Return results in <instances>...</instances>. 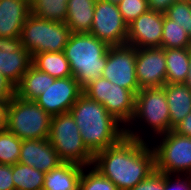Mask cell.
<instances>
[{
    "mask_svg": "<svg viewBox=\"0 0 191 190\" xmlns=\"http://www.w3.org/2000/svg\"><path fill=\"white\" fill-rule=\"evenodd\" d=\"M92 166L118 190H129L156 170L155 153L149 142L124 136L117 144L96 153Z\"/></svg>",
    "mask_w": 191,
    "mask_h": 190,
    "instance_id": "1",
    "label": "cell"
},
{
    "mask_svg": "<svg viewBox=\"0 0 191 190\" xmlns=\"http://www.w3.org/2000/svg\"><path fill=\"white\" fill-rule=\"evenodd\" d=\"M87 149L96 153L117 144L125 127L106 108L82 93L70 109Z\"/></svg>",
    "mask_w": 191,
    "mask_h": 190,
    "instance_id": "2",
    "label": "cell"
},
{
    "mask_svg": "<svg viewBox=\"0 0 191 190\" xmlns=\"http://www.w3.org/2000/svg\"><path fill=\"white\" fill-rule=\"evenodd\" d=\"M146 127L148 132H144L147 131ZM171 130L173 129L170 126V112L164 88L152 87L140 89L136 94L135 114L125 128V136L150 143V141H155L156 137L167 134ZM144 133H148L151 137Z\"/></svg>",
    "mask_w": 191,
    "mask_h": 190,
    "instance_id": "3",
    "label": "cell"
},
{
    "mask_svg": "<svg viewBox=\"0 0 191 190\" xmlns=\"http://www.w3.org/2000/svg\"><path fill=\"white\" fill-rule=\"evenodd\" d=\"M109 47L90 33L70 34L63 52L73 77L82 89L102 77Z\"/></svg>",
    "mask_w": 191,
    "mask_h": 190,
    "instance_id": "4",
    "label": "cell"
},
{
    "mask_svg": "<svg viewBox=\"0 0 191 190\" xmlns=\"http://www.w3.org/2000/svg\"><path fill=\"white\" fill-rule=\"evenodd\" d=\"M52 116L35 101L14 95L8 102L6 130L22 140L48 139Z\"/></svg>",
    "mask_w": 191,
    "mask_h": 190,
    "instance_id": "5",
    "label": "cell"
},
{
    "mask_svg": "<svg viewBox=\"0 0 191 190\" xmlns=\"http://www.w3.org/2000/svg\"><path fill=\"white\" fill-rule=\"evenodd\" d=\"M48 140L63 162L92 166L94 155L85 146L70 111L52 116Z\"/></svg>",
    "mask_w": 191,
    "mask_h": 190,
    "instance_id": "6",
    "label": "cell"
},
{
    "mask_svg": "<svg viewBox=\"0 0 191 190\" xmlns=\"http://www.w3.org/2000/svg\"><path fill=\"white\" fill-rule=\"evenodd\" d=\"M71 32L66 23L49 21L32 13L21 30V43L31 56L42 52H62Z\"/></svg>",
    "mask_w": 191,
    "mask_h": 190,
    "instance_id": "7",
    "label": "cell"
},
{
    "mask_svg": "<svg viewBox=\"0 0 191 190\" xmlns=\"http://www.w3.org/2000/svg\"><path fill=\"white\" fill-rule=\"evenodd\" d=\"M151 146L155 153L156 170L169 175L191 176V137L173 130L156 137Z\"/></svg>",
    "mask_w": 191,
    "mask_h": 190,
    "instance_id": "8",
    "label": "cell"
},
{
    "mask_svg": "<svg viewBox=\"0 0 191 190\" xmlns=\"http://www.w3.org/2000/svg\"><path fill=\"white\" fill-rule=\"evenodd\" d=\"M83 93L102 104L125 128L133 119L136 95L132 91L101 77L88 84Z\"/></svg>",
    "mask_w": 191,
    "mask_h": 190,
    "instance_id": "9",
    "label": "cell"
},
{
    "mask_svg": "<svg viewBox=\"0 0 191 190\" xmlns=\"http://www.w3.org/2000/svg\"><path fill=\"white\" fill-rule=\"evenodd\" d=\"M89 33L109 46L126 44L128 24L122 18L118 5L105 0H97Z\"/></svg>",
    "mask_w": 191,
    "mask_h": 190,
    "instance_id": "10",
    "label": "cell"
},
{
    "mask_svg": "<svg viewBox=\"0 0 191 190\" xmlns=\"http://www.w3.org/2000/svg\"><path fill=\"white\" fill-rule=\"evenodd\" d=\"M135 61L134 46L128 44L110 46L107 50V62L102 77L136 95L140 88L136 77Z\"/></svg>",
    "mask_w": 191,
    "mask_h": 190,
    "instance_id": "11",
    "label": "cell"
},
{
    "mask_svg": "<svg viewBox=\"0 0 191 190\" xmlns=\"http://www.w3.org/2000/svg\"><path fill=\"white\" fill-rule=\"evenodd\" d=\"M83 93L75 77L56 78L35 102L51 116L69 112L78 97Z\"/></svg>",
    "mask_w": 191,
    "mask_h": 190,
    "instance_id": "12",
    "label": "cell"
},
{
    "mask_svg": "<svg viewBox=\"0 0 191 190\" xmlns=\"http://www.w3.org/2000/svg\"><path fill=\"white\" fill-rule=\"evenodd\" d=\"M31 65L32 56L20 37H0V73L15 87Z\"/></svg>",
    "mask_w": 191,
    "mask_h": 190,
    "instance_id": "13",
    "label": "cell"
},
{
    "mask_svg": "<svg viewBox=\"0 0 191 190\" xmlns=\"http://www.w3.org/2000/svg\"><path fill=\"white\" fill-rule=\"evenodd\" d=\"M135 70L140 89L163 87L166 84L165 49L136 48Z\"/></svg>",
    "mask_w": 191,
    "mask_h": 190,
    "instance_id": "14",
    "label": "cell"
},
{
    "mask_svg": "<svg viewBox=\"0 0 191 190\" xmlns=\"http://www.w3.org/2000/svg\"><path fill=\"white\" fill-rule=\"evenodd\" d=\"M163 14L148 10L128 25L126 44L137 49L160 48Z\"/></svg>",
    "mask_w": 191,
    "mask_h": 190,
    "instance_id": "15",
    "label": "cell"
},
{
    "mask_svg": "<svg viewBox=\"0 0 191 190\" xmlns=\"http://www.w3.org/2000/svg\"><path fill=\"white\" fill-rule=\"evenodd\" d=\"M18 162L43 173H48L63 163L48 139L22 140Z\"/></svg>",
    "mask_w": 191,
    "mask_h": 190,
    "instance_id": "16",
    "label": "cell"
},
{
    "mask_svg": "<svg viewBox=\"0 0 191 190\" xmlns=\"http://www.w3.org/2000/svg\"><path fill=\"white\" fill-rule=\"evenodd\" d=\"M29 15L28 0H0V37H20Z\"/></svg>",
    "mask_w": 191,
    "mask_h": 190,
    "instance_id": "17",
    "label": "cell"
},
{
    "mask_svg": "<svg viewBox=\"0 0 191 190\" xmlns=\"http://www.w3.org/2000/svg\"><path fill=\"white\" fill-rule=\"evenodd\" d=\"M173 129L191 113V90L184 83H166L164 86Z\"/></svg>",
    "mask_w": 191,
    "mask_h": 190,
    "instance_id": "18",
    "label": "cell"
},
{
    "mask_svg": "<svg viewBox=\"0 0 191 190\" xmlns=\"http://www.w3.org/2000/svg\"><path fill=\"white\" fill-rule=\"evenodd\" d=\"M83 167L76 163L63 162L45 173L43 190H79Z\"/></svg>",
    "mask_w": 191,
    "mask_h": 190,
    "instance_id": "19",
    "label": "cell"
},
{
    "mask_svg": "<svg viewBox=\"0 0 191 190\" xmlns=\"http://www.w3.org/2000/svg\"><path fill=\"white\" fill-rule=\"evenodd\" d=\"M97 0H68L66 25L71 33H89Z\"/></svg>",
    "mask_w": 191,
    "mask_h": 190,
    "instance_id": "20",
    "label": "cell"
},
{
    "mask_svg": "<svg viewBox=\"0 0 191 190\" xmlns=\"http://www.w3.org/2000/svg\"><path fill=\"white\" fill-rule=\"evenodd\" d=\"M55 79L31 65L15 87V95L24 100L35 101Z\"/></svg>",
    "mask_w": 191,
    "mask_h": 190,
    "instance_id": "21",
    "label": "cell"
},
{
    "mask_svg": "<svg viewBox=\"0 0 191 190\" xmlns=\"http://www.w3.org/2000/svg\"><path fill=\"white\" fill-rule=\"evenodd\" d=\"M190 48L165 49L166 83H184L189 72Z\"/></svg>",
    "mask_w": 191,
    "mask_h": 190,
    "instance_id": "22",
    "label": "cell"
},
{
    "mask_svg": "<svg viewBox=\"0 0 191 190\" xmlns=\"http://www.w3.org/2000/svg\"><path fill=\"white\" fill-rule=\"evenodd\" d=\"M32 65L54 78L72 77L69 61L64 52H42L32 55Z\"/></svg>",
    "mask_w": 191,
    "mask_h": 190,
    "instance_id": "23",
    "label": "cell"
},
{
    "mask_svg": "<svg viewBox=\"0 0 191 190\" xmlns=\"http://www.w3.org/2000/svg\"><path fill=\"white\" fill-rule=\"evenodd\" d=\"M15 190H43L45 173L32 166L17 162L12 165Z\"/></svg>",
    "mask_w": 191,
    "mask_h": 190,
    "instance_id": "24",
    "label": "cell"
},
{
    "mask_svg": "<svg viewBox=\"0 0 191 190\" xmlns=\"http://www.w3.org/2000/svg\"><path fill=\"white\" fill-rule=\"evenodd\" d=\"M68 0H30V13L57 22H66Z\"/></svg>",
    "mask_w": 191,
    "mask_h": 190,
    "instance_id": "25",
    "label": "cell"
},
{
    "mask_svg": "<svg viewBox=\"0 0 191 190\" xmlns=\"http://www.w3.org/2000/svg\"><path fill=\"white\" fill-rule=\"evenodd\" d=\"M161 47L169 48H190L191 36L184 30V27L177 24L176 21L170 20L163 14Z\"/></svg>",
    "mask_w": 191,
    "mask_h": 190,
    "instance_id": "26",
    "label": "cell"
},
{
    "mask_svg": "<svg viewBox=\"0 0 191 190\" xmlns=\"http://www.w3.org/2000/svg\"><path fill=\"white\" fill-rule=\"evenodd\" d=\"M22 139L8 130L0 131V164L14 165L20 156Z\"/></svg>",
    "mask_w": 191,
    "mask_h": 190,
    "instance_id": "27",
    "label": "cell"
},
{
    "mask_svg": "<svg viewBox=\"0 0 191 190\" xmlns=\"http://www.w3.org/2000/svg\"><path fill=\"white\" fill-rule=\"evenodd\" d=\"M79 190H118V189L117 186L111 180L105 178L93 166L90 167L86 166L83 167V171L79 180Z\"/></svg>",
    "mask_w": 191,
    "mask_h": 190,
    "instance_id": "28",
    "label": "cell"
},
{
    "mask_svg": "<svg viewBox=\"0 0 191 190\" xmlns=\"http://www.w3.org/2000/svg\"><path fill=\"white\" fill-rule=\"evenodd\" d=\"M165 16L174 20L191 36V0H178L166 11Z\"/></svg>",
    "mask_w": 191,
    "mask_h": 190,
    "instance_id": "29",
    "label": "cell"
},
{
    "mask_svg": "<svg viewBox=\"0 0 191 190\" xmlns=\"http://www.w3.org/2000/svg\"><path fill=\"white\" fill-rule=\"evenodd\" d=\"M117 5L128 25L149 10L147 0H121Z\"/></svg>",
    "mask_w": 191,
    "mask_h": 190,
    "instance_id": "30",
    "label": "cell"
},
{
    "mask_svg": "<svg viewBox=\"0 0 191 190\" xmlns=\"http://www.w3.org/2000/svg\"><path fill=\"white\" fill-rule=\"evenodd\" d=\"M164 190H191V176L164 174Z\"/></svg>",
    "mask_w": 191,
    "mask_h": 190,
    "instance_id": "31",
    "label": "cell"
},
{
    "mask_svg": "<svg viewBox=\"0 0 191 190\" xmlns=\"http://www.w3.org/2000/svg\"><path fill=\"white\" fill-rule=\"evenodd\" d=\"M129 190H164V174L155 170L145 180Z\"/></svg>",
    "mask_w": 191,
    "mask_h": 190,
    "instance_id": "32",
    "label": "cell"
},
{
    "mask_svg": "<svg viewBox=\"0 0 191 190\" xmlns=\"http://www.w3.org/2000/svg\"><path fill=\"white\" fill-rule=\"evenodd\" d=\"M12 165L0 164V190H15Z\"/></svg>",
    "mask_w": 191,
    "mask_h": 190,
    "instance_id": "33",
    "label": "cell"
},
{
    "mask_svg": "<svg viewBox=\"0 0 191 190\" xmlns=\"http://www.w3.org/2000/svg\"><path fill=\"white\" fill-rule=\"evenodd\" d=\"M15 95V86L0 73V100L9 101Z\"/></svg>",
    "mask_w": 191,
    "mask_h": 190,
    "instance_id": "34",
    "label": "cell"
},
{
    "mask_svg": "<svg viewBox=\"0 0 191 190\" xmlns=\"http://www.w3.org/2000/svg\"><path fill=\"white\" fill-rule=\"evenodd\" d=\"M178 0H147L149 10L165 14L167 9Z\"/></svg>",
    "mask_w": 191,
    "mask_h": 190,
    "instance_id": "35",
    "label": "cell"
},
{
    "mask_svg": "<svg viewBox=\"0 0 191 190\" xmlns=\"http://www.w3.org/2000/svg\"><path fill=\"white\" fill-rule=\"evenodd\" d=\"M173 131L179 135L191 137V113H189L179 124H177Z\"/></svg>",
    "mask_w": 191,
    "mask_h": 190,
    "instance_id": "36",
    "label": "cell"
},
{
    "mask_svg": "<svg viewBox=\"0 0 191 190\" xmlns=\"http://www.w3.org/2000/svg\"><path fill=\"white\" fill-rule=\"evenodd\" d=\"M9 101L0 100V131L6 129V111Z\"/></svg>",
    "mask_w": 191,
    "mask_h": 190,
    "instance_id": "37",
    "label": "cell"
},
{
    "mask_svg": "<svg viewBox=\"0 0 191 190\" xmlns=\"http://www.w3.org/2000/svg\"><path fill=\"white\" fill-rule=\"evenodd\" d=\"M184 84L191 90V47H190V62H189V72L187 74V78L184 81Z\"/></svg>",
    "mask_w": 191,
    "mask_h": 190,
    "instance_id": "38",
    "label": "cell"
},
{
    "mask_svg": "<svg viewBox=\"0 0 191 190\" xmlns=\"http://www.w3.org/2000/svg\"><path fill=\"white\" fill-rule=\"evenodd\" d=\"M105 1H109L111 3L118 4L121 0H105Z\"/></svg>",
    "mask_w": 191,
    "mask_h": 190,
    "instance_id": "39",
    "label": "cell"
}]
</instances>
